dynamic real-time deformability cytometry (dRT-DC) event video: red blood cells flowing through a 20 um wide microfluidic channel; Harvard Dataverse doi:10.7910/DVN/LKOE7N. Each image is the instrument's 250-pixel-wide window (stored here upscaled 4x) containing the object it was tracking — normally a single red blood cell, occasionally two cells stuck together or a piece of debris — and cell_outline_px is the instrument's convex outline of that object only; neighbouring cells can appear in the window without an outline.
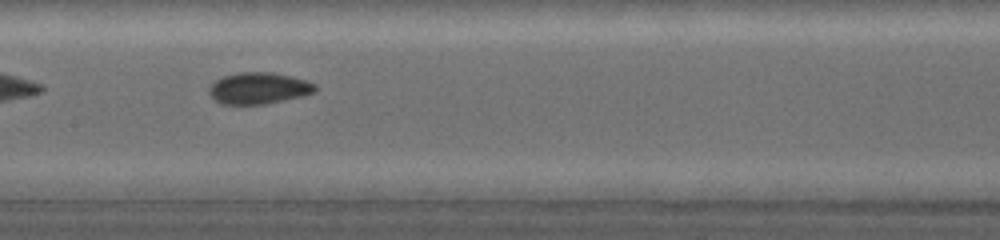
{"species": "common noctule bat (a hibernating species)", "species_latin": "Nyctalus noctula", "temperature_condition": "warm", "stored_images_in_passage": 28, "camera_frame_rate_fps": 5000, "um_per_image_px": 0.085, "animal": {"sex": "female", "body_mass_g": 19.0, "forearm_length_mm": 53.3}, "frame": {"image": 1, "passage_image": 14, "time_ms": 3.0, "image_size_px": [1000, 240], "cell_outline_px": [[316, 92], [304, 96], [264, 104], [220, 104], [212, 100], [208, 92], [208, 88], [216, 80], [224, 76], [244, 72], [272, 72], [292, 76], [316, 84]], "centroid_in_image_um": [21.98, 7.51], "position_along_channel_um": 185.4, "area_um2": 19.59}}
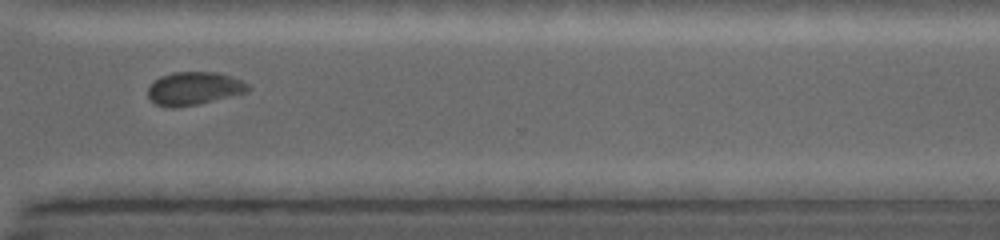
{"frame": {"image": 2, "passage_image": 24, "time_ms": 7.0, "image_size_px": [1000, 240], "cell_outline_px": [[248, 92], [196, 104], [176, 108], [168, 108], [156, 104], [148, 96], [148, 88], [160, 76], [172, 72], [212, 72], [228, 76], [240, 80], [248, 84]], "centroid_in_image_um": [16.45, 7.52], "position_along_channel_um": 354.2, "area_um2": 18.96}}